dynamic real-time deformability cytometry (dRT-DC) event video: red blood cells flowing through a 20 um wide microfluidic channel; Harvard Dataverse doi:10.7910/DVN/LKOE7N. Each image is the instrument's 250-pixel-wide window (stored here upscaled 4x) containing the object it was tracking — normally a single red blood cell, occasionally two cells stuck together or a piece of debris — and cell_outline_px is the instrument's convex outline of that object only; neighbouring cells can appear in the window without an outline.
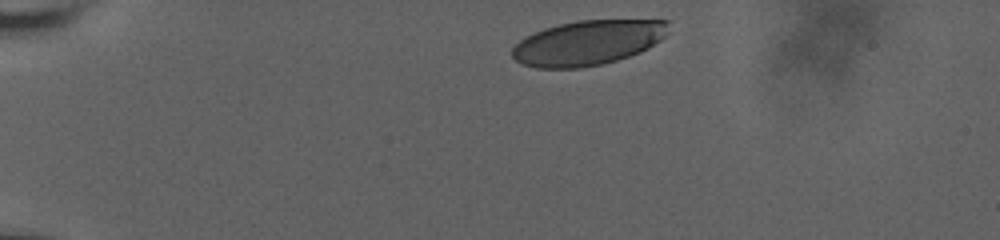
{"species": "human", "species_latin": "Homo sapiens", "temperature_condition": "room temperature", "stored_images_in_passage": 4, "camera_frame_rate_fps": 3000, "um_per_image_px": 0.085, "donor": {"sex": "male"}, "frame": {"image": 1, "passage_image": 1, "time_ms": 0.0, "image_size_px": [1000, 240], "cell_outline_px": [[668, 32], [660, 40], [648, 48], [640, 52], [616, 60], [600, 64], [580, 68], [536, 68], [524, 64], [516, 60], [512, 56], [512, 48], [524, 36], [544, 28], [576, 20], [668, 20]], "centroid_in_image_um": [49.95, 3.63], "position_along_channel_um": 35.1, "area_um2": 40.69}}